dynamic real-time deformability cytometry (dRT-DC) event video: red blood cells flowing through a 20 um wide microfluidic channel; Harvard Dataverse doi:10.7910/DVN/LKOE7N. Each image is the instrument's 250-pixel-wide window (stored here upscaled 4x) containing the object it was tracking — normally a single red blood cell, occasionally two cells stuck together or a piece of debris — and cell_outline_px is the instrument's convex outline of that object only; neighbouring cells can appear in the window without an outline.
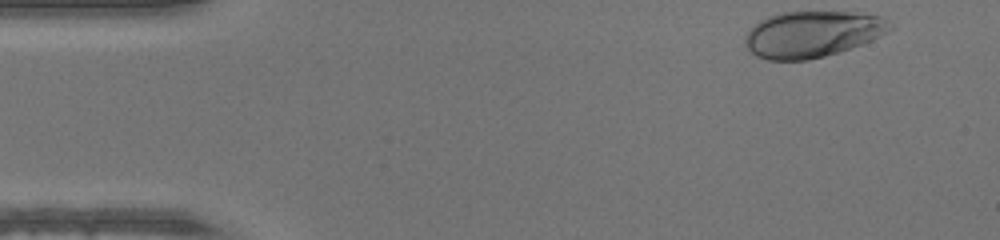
{"species": "human", "species_latin": "Homo sapiens", "temperature_condition": "warm", "stored_images_in_passage": 38, "camera_frame_rate_fps": 3000, "um_per_image_px": 0.085, "donor": {"sex": "male"}, "frame": {"image": 1, "passage_image": 1, "time_ms": 0.0, "image_size_px": [1000, 240], "cell_outline_px": [[892, 28], [888, 32], [872, 40], [840, 52], [808, 60], [768, 60], [756, 56], [744, 44], [744, 36], [760, 20], [768, 16], [780, 12], [852, 12], [880, 16], [892, 24]], "centroid_in_image_um": [69.04, 2.9], "position_along_channel_um": 16.0, "area_um2": 39.02}}
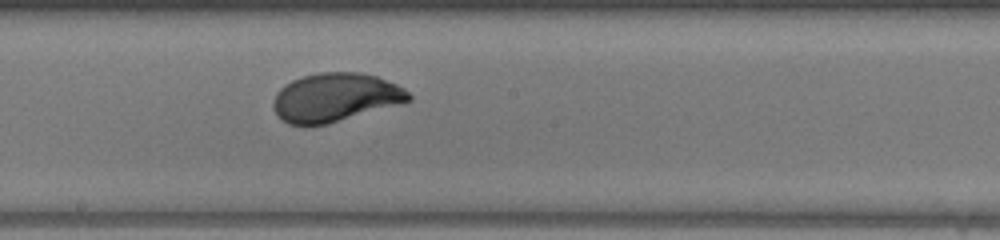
{"frame": {"image": 2, "passage_image": 23, "time_ms": 7.333, "image_size_px": [1000, 240], "cell_outline_px": [[412, 100], [400, 104], [328, 124], [288, 124], [280, 120], [276, 116], [272, 108], [272, 100], [276, 92], [284, 84], [292, 80], [304, 76], [320, 72], [360, 72], [376, 76], [396, 84], [404, 88], [412, 96]], "centroid_in_image_um": [28.47, 8.28], "position_along_channel_um": 219.7, "area_um2": 38.55}}
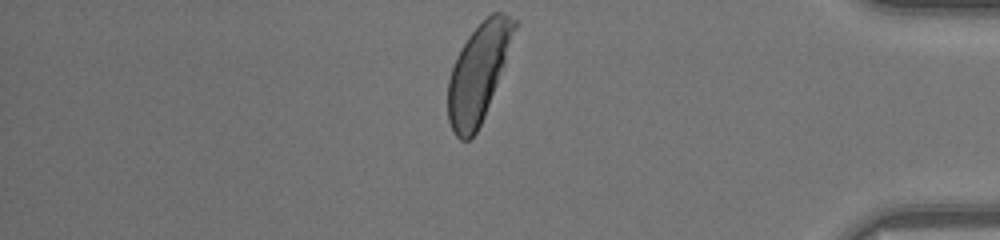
{"frame": {"image": 3, "passage_image": 38, "time_ms": 12.333, "image_size_px": [1000, 240], "cell_outline_px": [[516, 28], [504, 64], [484, 116], [476, 132], [468, 140], [460, 140], [452, 132], [448, 120], [448, 80], [456, 56], [468, 36], [492, 12], [504, 12], [516, 20]], "centroid_in_image_um": [40.63, 6.2], "position_along_channel_um": 394.6, "area_um2": 37.11}}